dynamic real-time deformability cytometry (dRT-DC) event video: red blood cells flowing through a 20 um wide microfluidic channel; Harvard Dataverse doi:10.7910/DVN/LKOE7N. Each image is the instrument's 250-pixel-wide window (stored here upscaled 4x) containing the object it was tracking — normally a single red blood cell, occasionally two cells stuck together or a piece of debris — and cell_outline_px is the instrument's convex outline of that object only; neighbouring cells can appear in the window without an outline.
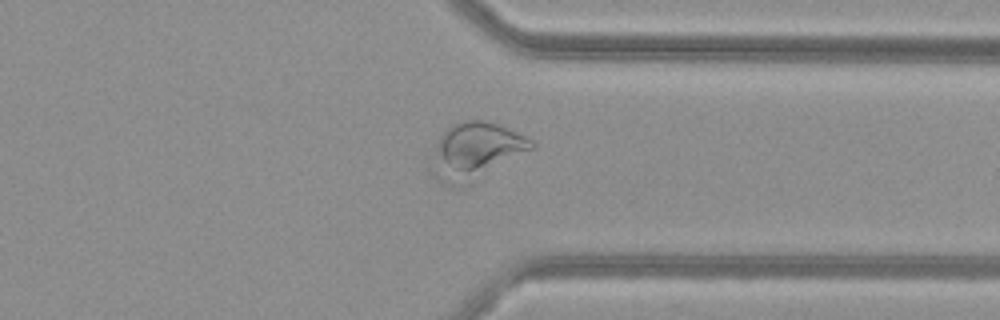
{"species": "common noctule bat (a hibernating species)", "species_latin": "Nyctalus noctula", "temperature_condition": "warm", "stored_images_in_passage": 49, "segment_of_instrument_passage": [2, 2], "camera_frame_rate_fps": 3000, "um_per_image_px": 0.085, "animal": {"sex": "female", "body_mass_g": 29.2, "forearm_length_mm": 56.3}, "frame": {"image": 1, "passage_image": 41, "time_ms": 13.333, "image_size_px": [1000, 320], "cell_outline_px": [[536, 148], [468, 188], [444, 188], [428, 172], [428, 168], [440, 136], [452, 124], [464, 120], [488, 120], [500, 124], [532, 140], [536, 144]], "centroid_in_image_um": [40.41, 12.95], "position_along_channel_um": 371.0, "area_um2": 34.91}}